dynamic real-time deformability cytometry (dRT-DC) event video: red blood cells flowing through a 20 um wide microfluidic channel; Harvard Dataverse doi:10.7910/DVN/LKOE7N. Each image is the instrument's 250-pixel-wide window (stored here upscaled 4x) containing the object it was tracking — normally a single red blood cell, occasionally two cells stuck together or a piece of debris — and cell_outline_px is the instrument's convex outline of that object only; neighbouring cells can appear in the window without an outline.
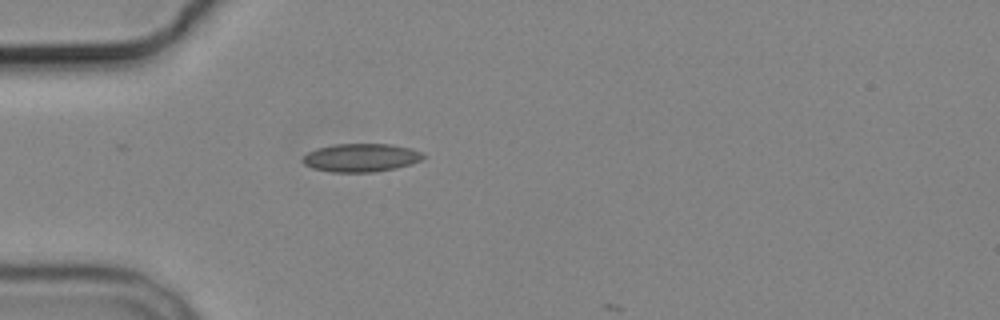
{"species": "common noctule bat (a hibernating species)", "species_latin": "Nyctalus noctula", "temperature_condition": "cold", "stored_images_in_passage": 2, "camera_frame_rate_fps": 3000, "um_per_image_px": 0.085, "animal": {"sex": "male", "body_mass_g": 19.2, "forearm_length_mm": 51.8}, "frame": {"image": 1, "passage_image": 2, "time_ms": 2.0, "image_size_px": [1000, 320], "cell_outline_px": [[424, 156], [420, 160], [412, 164], [396, 168], [372, 172], [332, 172], [312, 168], [304, 164], [300, 160], [308, 152], [316, 148], [336, 144], [392, 144], [412, 148], [420, 152]], "centroid_in_image_um": [30.66, 13.4], "position_along_channel_um": 54.3, "area_um2": 19.88}}